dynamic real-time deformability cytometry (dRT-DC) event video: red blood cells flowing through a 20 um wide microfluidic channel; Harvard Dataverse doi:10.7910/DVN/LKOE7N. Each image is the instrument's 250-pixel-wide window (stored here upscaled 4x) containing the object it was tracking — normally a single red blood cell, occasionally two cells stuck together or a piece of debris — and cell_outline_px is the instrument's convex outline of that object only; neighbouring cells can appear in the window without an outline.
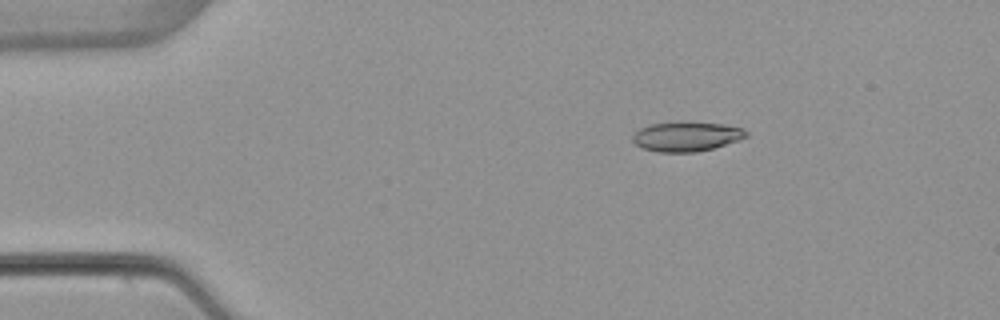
{"species": "common noctule bat (a hibernating species)", "species_latin": "Nyctalus noctula", "temperature_condition": "warm", "stored_images_in_passage": 5, "camera_frame_rate_fps": 3000, "um_per_image_px": 0.085, "animal": {"sex": "female", "body_mass_g": 22.7, "forearm_length_mm": 54.2}, "frame": {"image": 1, "passage_image": 3, "time_ms": 2.667, "image_size_px": [1000, 320], "cell_outline_px": [[748, 136], [740, 140], [712, 148], [696, 152], [660, 152], [644, 148], [636, 144], [632, 140], [632, 136], [640, 128], [648, 124], [680, 120], [724, 124], [744, 128], [748, 132]], "centroid_in_image_um": [58.37, 11.56], "position_along_channel_um": 26.6, "area_um2": 20.0}}
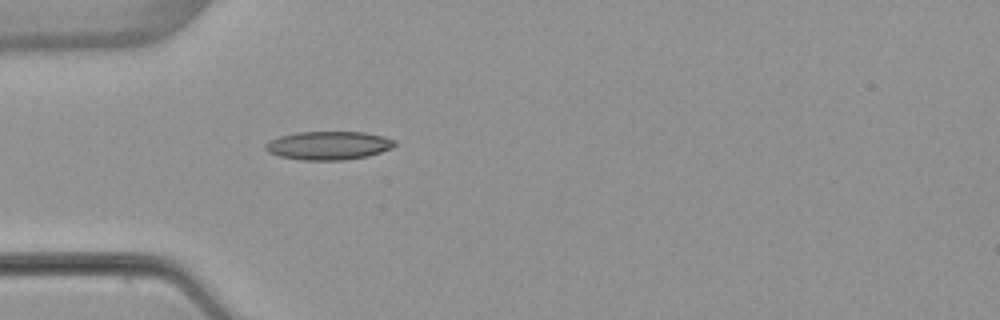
{"frame": {"image": 2, "passage_image": 5, "time_ms": 5.0, "image_size_px": [1000, 320], "cell_outline_px": [[396, 144], [392, 148], [368, 156], [344, 160], [300, 160], [280, 156], [268, 152], [264, 148], [264, 144], [268, 140], [280, 136], [296, 132], [364, 132], [384, 136], [396, 140]], "centroid_in_image_um": [27.91, 12.36], "position_along_channel_um": 57.1, "area_um2": 21.62}}